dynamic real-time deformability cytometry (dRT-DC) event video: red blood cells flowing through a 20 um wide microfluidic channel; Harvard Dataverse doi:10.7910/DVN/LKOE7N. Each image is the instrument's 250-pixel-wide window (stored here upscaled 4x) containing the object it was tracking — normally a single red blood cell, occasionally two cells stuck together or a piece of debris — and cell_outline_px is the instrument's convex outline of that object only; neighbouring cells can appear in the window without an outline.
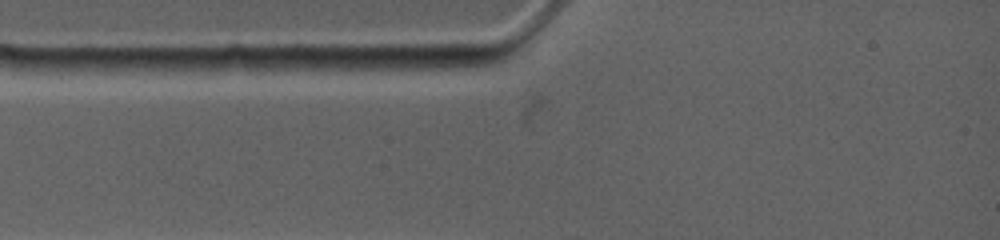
{"species": "common noctule bat (a hibernating species)", "species_latin": "Nyctalus noctula", "temperature_condition": "warm", "stored_images_in_passage": 1, "camera_frame_rate_fps": 4500, "um_per_image_px": 0.085, "animal": {"sex": "female", "body_mass_g": 19.0, "forearm_length_mm": 53.3}, "frame": {"image": 1, "passage_image": 1, "time_ms": 0.0, "image_size_px": [1000, 240], "cell_outline_px": [[260, 68], [168, 76], [144, 76], [120, 68], [120, 60], [228, 56], [244, 56]], "centroid_in_image_um": [15.84, 5.57], "position_along_channel_um": 69.2, "area_um2": 14.62}}